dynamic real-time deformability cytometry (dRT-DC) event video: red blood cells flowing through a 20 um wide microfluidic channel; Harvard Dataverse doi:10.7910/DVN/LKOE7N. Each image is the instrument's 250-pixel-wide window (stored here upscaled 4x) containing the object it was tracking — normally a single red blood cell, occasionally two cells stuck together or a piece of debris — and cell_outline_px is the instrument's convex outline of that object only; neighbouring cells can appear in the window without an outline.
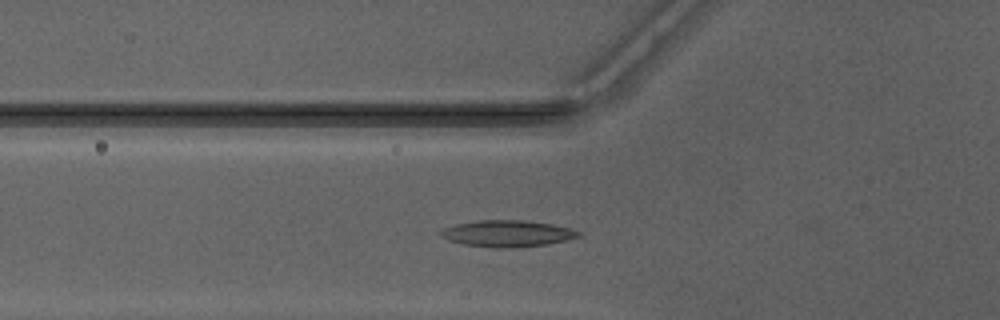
{"species": "Egyptian fruit bat (a non-hibernating species)", "species_latin": "Rousettus aegyptiacus", "temperature_condition": "warm", "stored_images_in_passage": 42, "camera_frame_rate_fps": 3000, "um_per_image_px": 0.085, "animal": {"sex": "male"}, "frame": {"image": 1, "passage_image": 10, "time_ms": 3.0, "image_size_px": [1000, 320], "cell_outline_px": [[580, 236], [548, 244], [512, 248], [492, 248], [464, 244], [448, 240], [440, 236], [440, 232], [444, 228], [456, 224], [476, 220], [524, 220], [552, 224], [568, 228], [580, 232]], "centroid_in_image_um": [43.08, 19.85], "position_along_channel_um": 82.7, "area_um2": 21.21}}
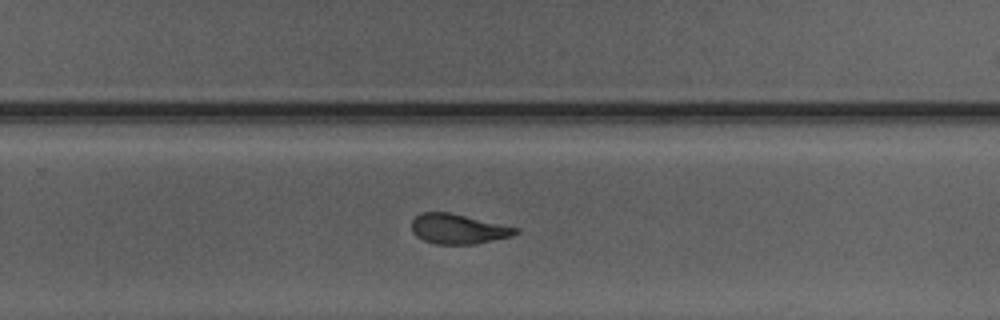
{"frame": {"image": 2, "passage_image": 25, "time_ms": 8.0, "image_size_px": [1000, 320], "cell_outline_px": [[520, 232], [512, 236], [476, 244], [436, 244], [424, 240], [416, 236], [412, 232], [412, 220], [420, 212], [452, 212], [516, 228]], "centroid_in_image_um": [38.91, 19.45], "position_along_channel_um": 290.9, "area_um2": 18.09}}
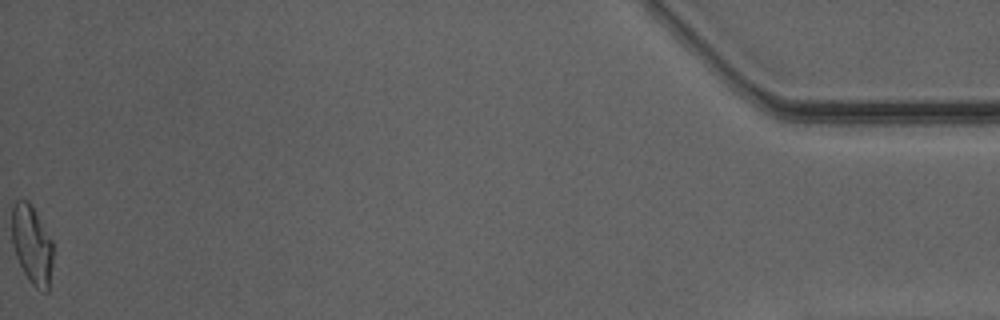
{"frame": {"image": 3, "passage_image": 42, "time_ms": 13.667, "image_size_px": [1000, 320], "cell_outline_px": [[52, 264], [48, 292], [44, 292], [36, 288], [32, 284], [24, 272], [16, 256], [12, 244], [12, 204], [16, 200], [28, 200], [52, 240]], "centroid_in_image_um": [2.7, 20.8], "position_along_channel_um": 432.5, "area_um2": 18.73}, "authors_computed_cell_mechanics": {"area_um2": 18.6694, "velocity_mm_per_s": 4.1566, "shape_relaxation_time_tau1_ms": 6.8865, "shape_relaxation_time_tau2_ms": 2.2432, "deformation_change_tau1": 0.2051, "deformation_change_tau2": 0.1043}}